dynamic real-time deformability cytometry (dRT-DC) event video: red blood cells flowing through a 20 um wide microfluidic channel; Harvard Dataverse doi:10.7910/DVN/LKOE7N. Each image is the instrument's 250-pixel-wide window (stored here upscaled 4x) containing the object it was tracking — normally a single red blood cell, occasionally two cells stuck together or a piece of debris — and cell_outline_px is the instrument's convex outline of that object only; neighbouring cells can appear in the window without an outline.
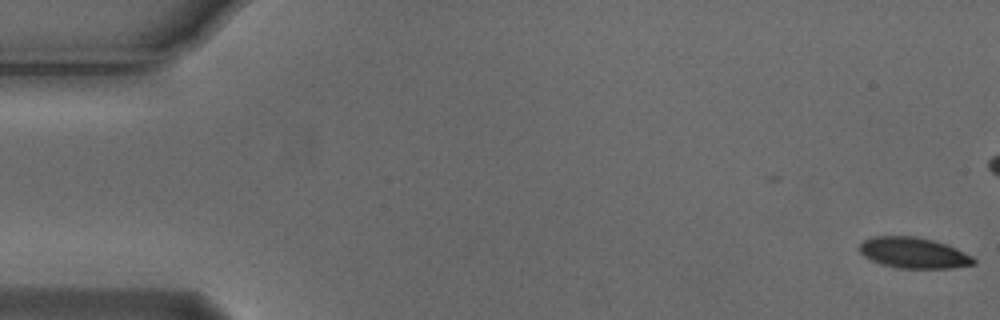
{"species": "Egyptian fruit bat (a non-hibernating species)", "species_latin": "Rousettus aegyptiacus", "temperature_condition": "cold", "stored_images_in_passage": 13, "camera_frame_rate_fps": 3000, "um_per_image_px": 0.085, "animal": {"sex": "male"}, "frame": {"image": 1, "passage_image": 1, "time_ms": 0.0, "image_size_px": [1000, 320], "cell_outline_px": [[976, 264], [952, 268], [896, 268], [880, 264], [864, 256], [860, 252], [860, 244], [864, 240], [872, 236], [916, 236], [948, 244], [972, 256], [976, 260]], "centroid_in_image_um": [77.67, 21.49], "position_along_channel_um": 7.3, "area_um2": 20.63}}